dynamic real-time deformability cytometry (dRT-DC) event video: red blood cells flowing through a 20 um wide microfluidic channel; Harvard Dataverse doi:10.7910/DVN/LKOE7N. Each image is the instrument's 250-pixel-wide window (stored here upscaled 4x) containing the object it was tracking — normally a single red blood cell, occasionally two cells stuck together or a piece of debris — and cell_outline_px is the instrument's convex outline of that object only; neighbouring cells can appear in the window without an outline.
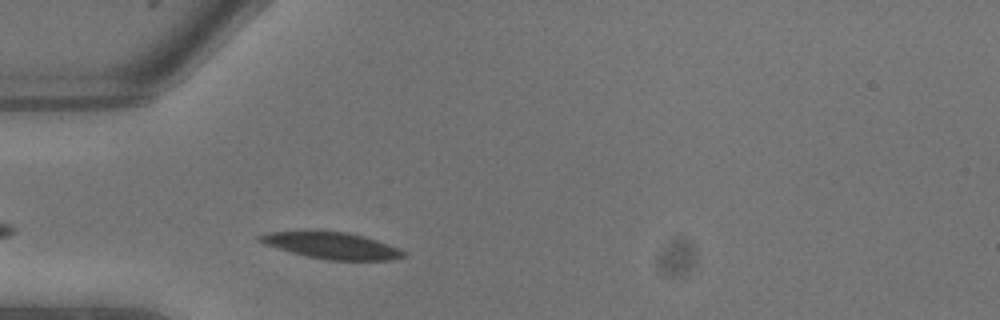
{"species": "common noctule bat (a hibernating species)", "species_latin": "Nyctalus noctula", "temperature_condition": "warm", "stored_images_in_passage": 3, "camera_frame_rate_fps": 3000, "um_per_image_px": 0.085, "animal": {"sex": "male", "body_mass_g": 13.3}, "frame": {"image": 1, "passage_image": 3, "time_ms": 0.667, "image_size_px": [1000, 320], "cell_outline_px": [[408, 256], [392, 260], [328, 260], [288, 252], [264, 244], [256, 240], [256, 236], [268, 232], [348, 232], [364, 236], [400, 248]], "centroid_in_image_um": [28.21, 20.89], "position_along_channel_um": 56.8, "area_um2": 22.08}}